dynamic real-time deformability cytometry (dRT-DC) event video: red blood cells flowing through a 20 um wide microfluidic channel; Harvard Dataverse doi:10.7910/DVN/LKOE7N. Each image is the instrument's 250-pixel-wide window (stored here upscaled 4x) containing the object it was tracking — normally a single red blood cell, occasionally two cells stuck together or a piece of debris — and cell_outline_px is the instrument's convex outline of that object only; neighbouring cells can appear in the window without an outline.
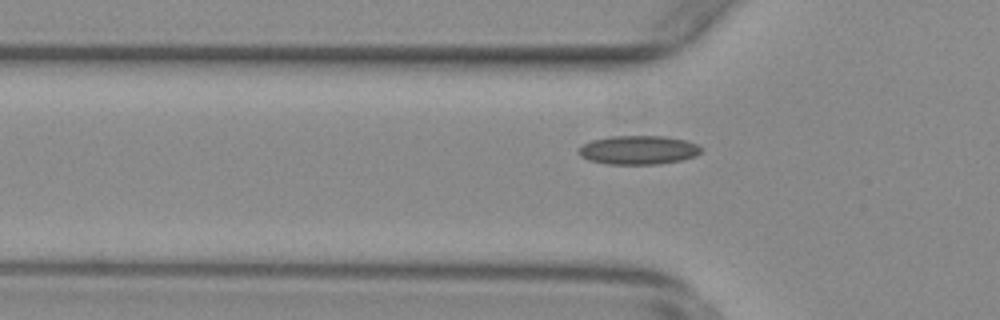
{"species": "common noctule bat (a hibernating species)", "species_latin": "Nyctalus noctula", "temperature_condition": "warm", "stored_images_in_passage": 40, "camera_frame_rate_fps": 3000, "um_per_image_px": 0.085, "animal": {"sex": "female", "body_mass_g": 29.2, "forearm_length_mm": 56.3}, "frame": {"image": 1, "passage_image": 10, "time_ms": 3.0, "image_size_px": [1000, 320], "cell_outline_px": [[704, 148], [696, 156], [680, 160], [660, 164], [608, 164], [588, 160], [580, 156], [576, 152], [584, 144], [592, 140], [612, 136], [664, 136], [688, 140]], "centroid_in_image_um": [54.28, 12.75], "position_along_channel_um": 71.5, "area_um2": 20.69}}
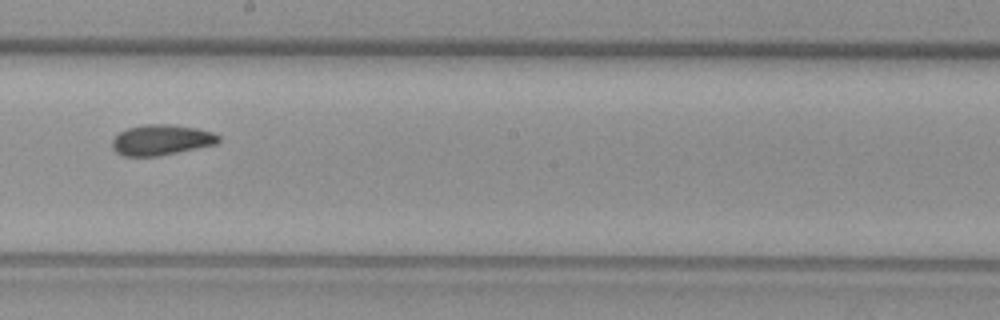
{"frame": {"image": 2, "passage_image": 23, "time_ms": 7.333, "image_size_px": [1000, 320], "cell_outline_px": [[220, 140], [216, 144], [156, 156], [124, 156], [116, 152], [112, 148], [112, 140], [120, 132], [128, 128], [144, 124], [168, 124], [196, 128], [212, 132], [220, 136]], "centroid_in_image_um": [13.69, 11.89], "position_along_channel_um": 234.5, "area_um2": 18.73}}
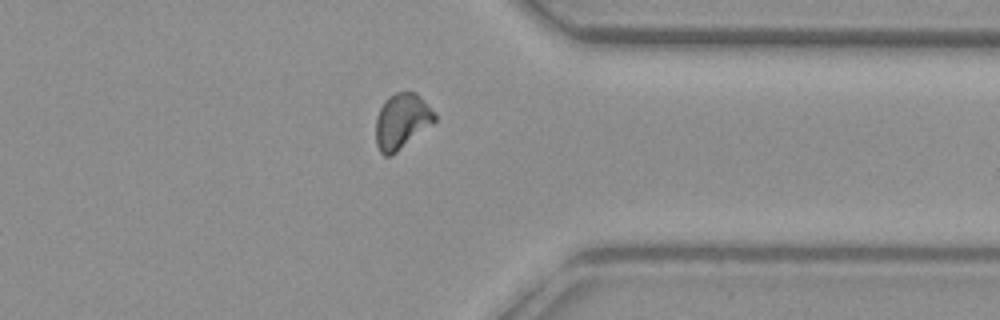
{"frame": {"image": 3, "passage_image": 35, "time_ms": 11.333, "image_size_px": [1000, 320], "cell_outline_px": [[436, 120], [392, 156], [384, 156], [380, 152], [376, 144], [376, 120], [380, 108], [384, 100], [388, 96], [396, 92], [416, 92], [420, 96], [436, 116]], "centroid_in_image_um": [34.11, 10.31], "position_along_channel_um": 377.3, "area_um2": 18.79}}